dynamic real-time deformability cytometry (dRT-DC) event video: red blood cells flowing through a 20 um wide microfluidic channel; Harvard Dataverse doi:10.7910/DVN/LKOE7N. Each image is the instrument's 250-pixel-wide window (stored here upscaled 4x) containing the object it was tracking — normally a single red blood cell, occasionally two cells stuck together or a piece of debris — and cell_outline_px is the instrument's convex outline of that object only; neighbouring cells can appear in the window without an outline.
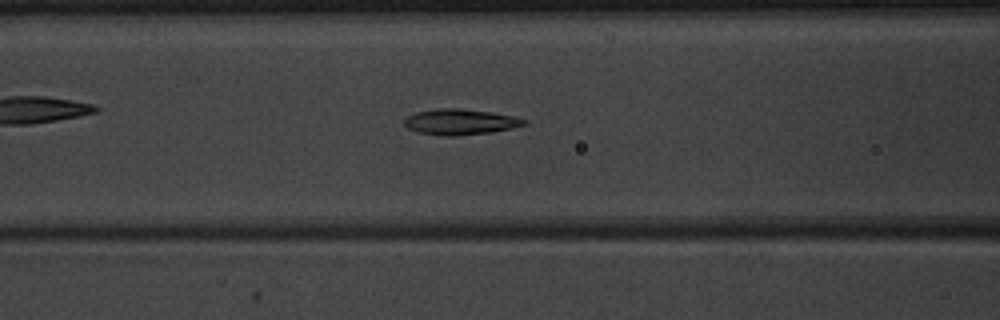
{"species": "common noctule bat (a hibernating species)", "species_latin": "Nyctalus noctula", "temperature_condition": "warm", "stored_images_in_passage": 39, "camera_frame_rate_fps": 3000, "um_per_image_px": 0.085, "animal": {"sex": "male", "body_mass_g": 20.1, "forearm_length_mm": 53.5}, "frame": {"image": 1, "passage_image": 10, "time_ms": 3.0, "image_size_px": [1000, 320], "cell_outline_px": [[528, 124], [512, 128], [488, 132], [452, 136], [444, 136], [416, 132], [408, 128], [404, 124], [404, 120], [408, 116], [416, 112], [436, 108], [456, 108], [488, 112], [512, 116], [528, 120]], "centroid_in_image_um": [39.09, 10.36], "position_along_channel_um": 127.5, "area_um2": 17.74}}
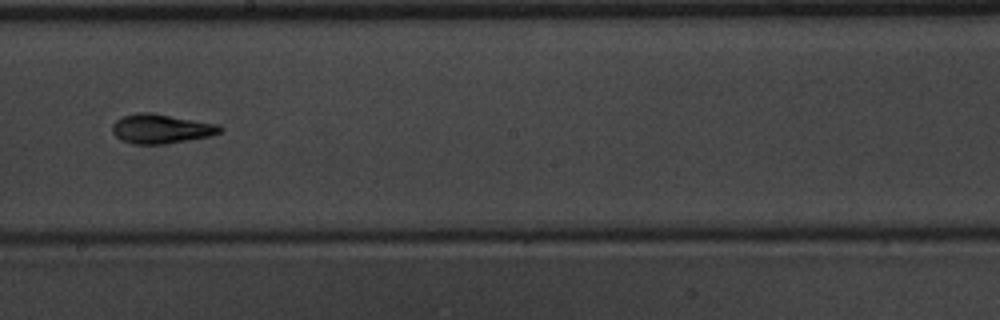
{"frame": {"image": 2, "passage_image": 18, "time_ms": 5.667, "image_size_px": [1000, 320], "cell_outline_px": [[224, 128], [220, 132], [208, 136], [188, 140], [164, 144], [136, 144], [120, 140], [112, 132], [112, 124], [116, 120], [124, 116], [140, 112], [148, 112], [216, 124]], "centroid_in_image_um": [13.65, 10.95], "position_along_channel_um": 234.6, "area_um2": 18.09}}
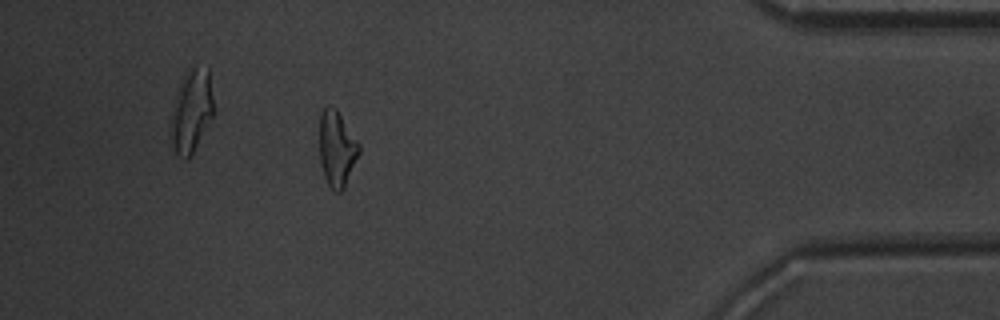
{"frame": {"image": 3, "passage_image": 34, "time_ms": 11.0, "image_size_px": [1000, 320], "cell_outline_px": [[360, 152], [344, 188], [340, 192], [336, 192], [328, 184], [324, 176], [320, 164], [320, 112], [328, 104], [336, 108], [360, 144]], "centroid_in_image_um": [28.63, 12.62], "position_along_channel_um": 406.6, "area_um2": 17.46}, "authors_computed_cell_mechanics": {"area_um2": 17.4556, "velocity_mm_per_s": 4.0099, "shape_relaxation_time_tau1_ms": 5.0955, "shape_relaxation_time_tau2_ms": 2.7936, "deformation_change_tau1": 0.1752, "deformation_change_tau2": 0.0936}}